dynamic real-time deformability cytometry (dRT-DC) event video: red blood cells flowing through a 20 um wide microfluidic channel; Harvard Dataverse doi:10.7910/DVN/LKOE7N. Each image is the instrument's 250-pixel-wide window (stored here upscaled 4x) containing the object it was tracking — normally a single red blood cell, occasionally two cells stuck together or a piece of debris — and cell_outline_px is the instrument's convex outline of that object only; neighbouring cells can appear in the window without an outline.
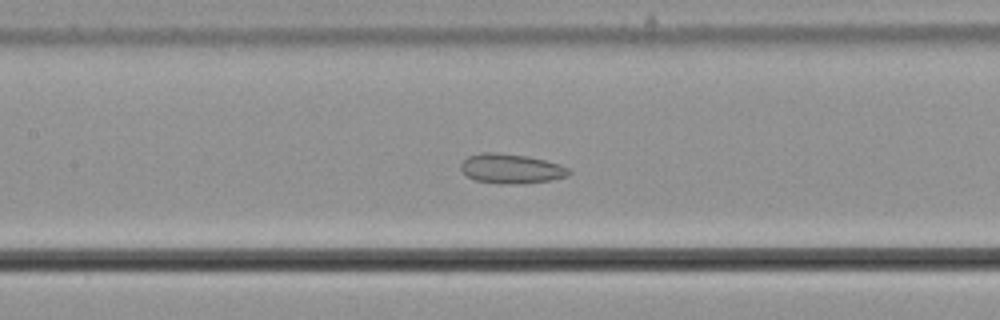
{"species": "common noctule bat (a hibernating species)", "species_latin": "Nyctalus noctula", "temperature_condition": "cold", "stored_images_in_passage": 51, "camera_frame_rate_fps": 3000, "um_per_image_px": 0.085, "animal": {"sex": "male", "body_mass_g": 21.5, "forearm_length_mm": 52.0}, "frame": {"image": 1, "passage_image": 21, "time_ms": 6.667, "image_size_px": [1000, 320], "cell_outline_px": [[572, 172], [568, 176], [548, 180], [516, 184], [500, 184], [476, 180], [464, 176], [460, 172], [460, 164], [468, 156], [480, 152], [496, 152], [528, 156], [560, 164], [568, 168]], "centroid_in_image_um": [43.39, 14.33], "position_along_channel_um": 164.0, "area_um2": 18.84}}
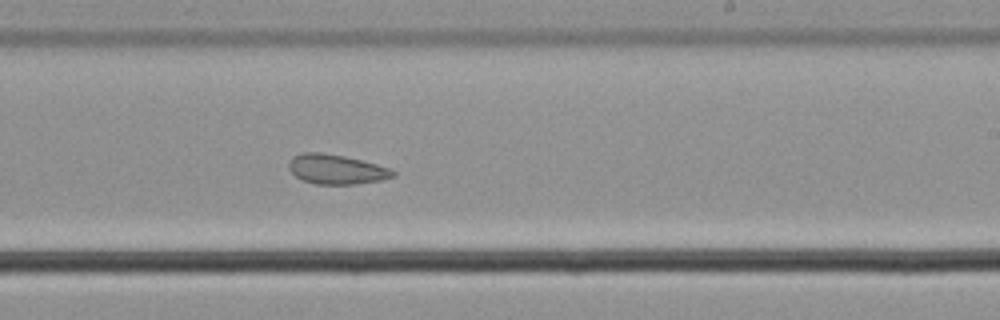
{"frame": {"image": 2, "passage_image": 29, "time_ms": 9.333, "image_size_px": [1000, 320], "cell_outline_px": [[396, 176], [380, 180], [356, 184], [316, 184], [304, 180], [296, 176], [288, 168], [288, 160], [292, 156], [304, 152], [320, 152], [344, 156], [392, 168], [396, 172]], "centroid_in_image_um": [28.59, 14.38], "position_along_channel_um": 260.4, "area_um2": 18.03}}
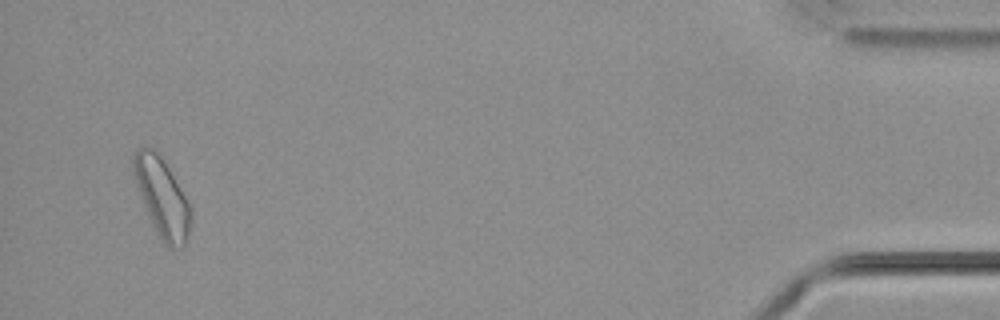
{"frame": {"image": 3, "passage_image": 49, "time_ms": 16.0, "image_size_px": [1000, 320], "cell_outline_px": [[192, 220], [188, 240], [180, 248], [168, 248], [164, 244], [156, 232], [152, 224], [136, 184], [132, 172], [132, 156], [144, 144], [152, 144], [160, 152], [188, 200], [192, 212]], "centroid_in_image_um": [13.78, 16.73], "position_along_channel_um": 421.4, "area_um2": 26.99}, "authors_computed_cell_mechanics": {"area_um2": 20.1144, "velocity_mm_per_s": 3.6257, "shape_relaxation_time_tau1_ms": null, "shape_relaxation_time_tau2_ms": 1.5321, "deformation_change_tau1": null, "deformation_change_tau2": 0.0761}}